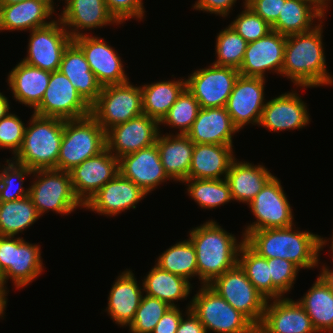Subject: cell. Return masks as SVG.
<instances>
[{"label":"cell","instance_id":"obj_1","mask_svg":"<svg viewBox=\"0 0 333 333\" xmlns=\"http://www.w3.org/2000/svg\"><path fill=\"white\" fill-rule=\"evenodd\" d=\"M287 228L262 229L249 232L244 242L258 255L291 261L299 269L318 267L319 253L327 240L309 231Z\"/></svg>","mask_w":333,"mask_h":333},{"label":"cell","instance_id":"obj_2","mask_svg":"<svg viewBox=\"0 0 333 333\" xmlns=\"http://www.w3.org/2000/svg\"><path fill=\"white\" fill-rule=\"evenodd\" d=\"M323 21L311 31L286 36L281 75L297 87L310 88L333 84L326 67L323 47Z\"/></svg>","mask_w":333,"mask_h":333},{"label":"cell","instance_id":"obj_3","mask_svg":"<svg viewBox=\"0 0 333 333\" xmlns=\"http://www.w3.org/2000/svg\"><path fill=\"white\" fill-rule=\"evenodd\" d=\"M189 239L196 250L198 279L202 285H209L215 278L238 264L240 242L214 220L193 228ZM239 243V244H238Z\"/></svg>","mask_w":333,"mask_h":333},{"label":"cell","instance_id":"obj_4","mask_svg":"<svg viewBox=\"0 0 333 333\" xmlns=\"http://www.w3.org/2000/svg\"><path fill=\"white\" fill-rule=\"evenodd\" d=\"M25 127L23 143L14 162L30 168L57 169V161L64 131V119L32 114Z\"/></svg>","mask_w":333,"mask_h":333},{"label":"cell","instance_id":"obj_5","mask_svg":"<svg viewBox=\"0 0 333 333\" xmlns=\"http://www.w3.org/2000/svg\"><path fill=\"white\" fill-rule=\"evenodd\" d=\"M106 149V131L91 116L64 120L57 169L69 172Z\"/></svg>","mask_w":333,"mask_h":333},{"label":"cell","instance_id":"obj_6","mask_svg":"<svg viewBox=\"0 0 333 333\" xmlns=\"http://www.w3.org/2000/svg\"><path fill=\"white\" fill-rule=\"evenodd\" d=\"M35 181L29 185V196L38 214L54 211L68 215L77 207L84 205L76 197L70 172L58 169H40L33 171Z\"/></svg>","mask_w":333,"mask_h":333},{"label":"cell","instance_id":"obj_7","mask_svg":"<svg viewBox=\"0 0 333 333\" xmlns=\"http://www.w3.org/2000/svg\"><path fill=\"white\" fill-rule=\"evenodd\" d=\"M190 309L208 330L216 333H254L257 327L209 285H201Z\"/></svg>","mask_w":333,"mask_h":333},{"label":"cell","instance_id":"obj_8","mask_svg":"<svg viewBox=\"0 0 333 333\" xmlns=\"http://www.w3.org/2000/svg\"><path fill=\"white\" fill-rule=\"evenodd\" d=\"M143 114L142 89L129 81L102 87L91 105V116L107 131Z\"/></svg>","mask_w":333,"mask_h":333},{"label":"cell","instance_id":"obj_9","mask_svg":"<svg viewBox=\"0 0 333 333\" xmlns=\"http://www.w3.org/2000/svg\"><path fill=\"white\" fill-rule=\"evenodd\" d=\"M40 246L26 242L23 238L0 235V268L4 274L3 284L12 280L13 284L23 288L43 271Z\"/></svg>","mask_w":333,"mask_h":333},{"label":"cell","instance_id":"obj_10","mask_svg":"<svg viewBox=\"0 0 333 333\" xmlns=\"http://www.w3.org/2000/svg\"><path fill=\"white\" fill-rule=\"evenodd\" d=\"M209 286L256 327L260 325L267 299L250 282L239 264L215 278Z\"/></svg>","mask_w":333,"mask_h":333},{"label":"cell","instance_id":"obj_11","mask_svg":"<svg viewBox=\"0 0 333 333\" xmlns=\"http://www.w3.org/2000/svg\"><path fill=\"white\" fill-rule=\"evenodd\" d=\"M248 205L256 221L245 227L243 237L249 232L262 229L295 227L292 207L276 176L265 184Z\"/></svg>","mask_w":333,"mask_h":333},{"label":"cell","instance_id":"obj_12","mask_svg":"<svg viewBox=\"0 0 333 333\" xmlns=\"http://www.w3.org/2000/svg\"><path fill=\"white\" fill-rule=\"evenodd\" d=\"M33 113L64 120L80 119L91 115V106L77 92L70 80L57 70L51 72L41 103Z\"/></svg>","mask_w":333,"mask_h":333},{"label":"cell","instance_id":"obj_13","mask_svg":"<svg viewBox=\"0 0 333 333\" xmlns=\"http://www.w3.org/2000/svg\"><path fill=\"white\" fill-rule=\"evenodd\" d=\"M239 75L235 68L212 64L190 74L186 87L200 108L225 107Z\"/></svg>","mask_w":333,"mask_h":333},{"label":"cell","instance_id":"obj_14","mask_svg":"<svg viewBox=\"0 0 333 333\" xmlns=\"http://www.w3.org/2000/svg\"><path fill=\"white\" fill-rule=\"evenodd\" d=\"M73 41L61 21L30 31L28 54L21 60L24 63L46 71L59 69L63 53Z\"/></svg>","mask_w":333,"mask_h":333},{"label":"cell","instance_id":"obj_15","mask_svg":"<svg viewBox=\"0 0 333 333\" xmlns=\"http://www.w3.org/2000/svg\"><path fill=\"white\" fill-rule=\"evenodd\" d=\"M160 124L146 114L117 124L106 131V148L116 158L139 151L156 143Z\"/></svg>","mask_w":333,"mask_h":333},{"label":"cell","instance_id":"obj_16","mask_svg":"<svg viewBox=\"0 0 333 333\" xmlns=\"http://www.w3.org/2000/svg\"><path fill=\"white\" fill-rule=\"evenodd\" d=\"M264 78L239 75L226 103L234 126L240 131L248 124L258 125L266 104Z\"/></svg>","mask_w":333,"mask_h":333},{"label":"cell","instance_id":"obj_17","mask_svg":"<svg viewBox=\"0 0 333 333\" xmlns=\"http://www.w3.org/2000/svg\"><path fill=\"white\" fill-rule=\"evenodd\" d=\"M74 193L85 205L108 181L119 173V159L106 148L69 171Z\"/></svg>","mask_w":333,"mask_h":333},{"label":"cell","instance_id":"obj_18","mask_svg":"<svg viewBox=\"0 0 333 333\" xmlns=\"http://www.w3.org/2000/svg\"><path fill=\"white\" fill-rule=\"evenodd\" d=\"M73 42L84 53L91 71L102 87L130 80L125 73L120 55L104 39L86 34L73 39Z\"/></svg>","mask_w":333,"mask_h":333},{"label":"cell","instance_id":"obj_19","mask_svg":"<svg viewBox=\"0 0 333 333\" xmlns=\"http://www.w3.org/2000/svg\"><path fill=\"white\" fill-rule=\"evenodd\" d=\"M285 44L286 36L273 30L266 36L248 43L238 70L240 75L266 79L265 72L270 70L281 75Z\"/></svg>","mask_w":333,"mask_h":333},{"label":"cell","instance_id":"obj_20","mask_svg":"<svg viewBox=\"0 0 333 333\" xmlns=\"http://www.w3.org/2000/svg\"><path fill=\"white\" fill-rule=\"evenodd\" d=\"M119 173L147 194L171 180L164 171L156 143L119 158Z\"/></svg>","mask_w":333,"mask_h":333},{"label":"cell","instance_id":"obj_21","mask_svg":"<svg viewBox=\"0 0 333 333\" xmlns=\"http://www.w3.org/2000/svg\"><path fill=\"white\" fill-rule=\"evenodd\" d=\"M257 329L261 333H317L298 300L287 297L267 300L263 319Z\"/></svg>","mask_w":333,"mask_h":333},{"label":"cell","instance_id":"obj_22","mask_svg":"<svg viewBox=\"0 0 333 333\" xmlns=\"http://www.w3.org/2000/svg\"><path fill=\"white\" fill-rule=\"evenodd\" d=\"M146 195L138 185L118 173L91 197L84 208L100 215L116 216L125 210L135 209V205Z\"/></svg>","mask_w":333,"mask_h":333},{"label":"cell","instance_id":"obj_23","mask_svg":"<svg viewBox=\"0 0 333 333\" xmlns=\"http://www.w3.org/2000/svg\"><path fill=\"white\" fill-rule=\"evenodd\" d=\"M307 109L298 93H284L266 102L258 125L270 132L300 129L310 123Z\"/></svg>","mask_w":333,"mask_h":333},{"label":"cell","instance_id":"obj_24","mask_svg":"<svg viewBox=\"0 0 333 333\" xmlns=\"http://www.w3.org/2000/svg\"><path fill=\"white\" fill-rule=\"evenodd\" d=\"M58 18L70 37L86 35L81 31L119 24L109 13L104 0H66Z\"/></svg>","mask_w":333,"mask_h":333},{"label":"cell","instance_id":"obj_25","mask_svg":"<svg viewBox=\"0 0 333 333\" xmlns=\"http://www.w3.org/2000/svg\"><path fill=\"white\" fill-rule=\"evenodd\" d=\"M238 131L225 107H212L200 108L186 135L194 144L233 146L232 136Z\"/></svg>","mask_w":333,"mask_h":333},{"label":"cell","instance_id":"obj_26","mask_svg":"<svg viewBox=\"0 0 333 333\" xmlns=\"http://www.w3.org/2000/svg\"><path fill=\"white\" fill-rule=\"evenodd\" d=\"M51 0H26L17 4L1 5L0 31H32L51 24L54 14Z\"/></svg>","mask_w":333,"mask_h":333},{"label":"cell","instance_id":"obj_27","mask_svg":"<svg viewBox=\"0 0 333 333\" xmlns=\"http://www.w3.org/2000/svg\"><path fill=\"white\" fill-rule=\"evenodd\" d=\"M131 270L123 271L109 293L106 311L118 326H129L143 298V288L138 286Z\"/></svg>","mask_w":333,"mask_h":333},{"label":"cell","instance_id":"obj_28","mask_svg":"<svg viewBox=\"0 0 333 333\" xmlns=\"http://www.w3.org/2000/svg\"><path fill=\"white\" fill-rule=\"evenodd\" d=\"M325 11L327 10L316 0H285L279 17L271 28L284 36L306 33L317 26L313 24L315 19L322 21L326 18Z\"/></svg>","mask_w":333,"mask_h":333},{"label":"cell","instance_id":"obj_29","mask_svg":"<svg viewBox=\"0 0 333 333\" xmlns=\"http://www.w3.org/2000/svg\"><path fill=\"white\" fill-rule=\"evenodd\" d=\"M58 70L90 106L97 100L102 85L91 71L84 53L73 41L65 49Z\"/></svg>","mask_w":333,"mask_h":333},{"label":"cell","instance_id":"obj_30","mask_svg":"<svg viewBox=\"0 0 333 333\" xmlns=\"http://www.w3.org/2000/svg\"><path fill=\"white\" fill-rule=\"evenodd\" d=\"M50 71L20 61L8 74V85L16 102L35 109L44 96L50 80Z\"/></svg>","mask_w":333,"mask_h":333},{"label":"cell","instance_id":"obj_31","mask_svg":"<svg viewBox=\"0 0 333 333\" xmlns=\"http://www.w3.org/2000/svg\"><path fill=\"white\" fill-rule=\"evenodd\" d=\"M160 134L156 145L161 163L168 177L183 183L187 178L192 162L194 143L187 135Z\"/></svg>","mask_w":333,"mask_h":333},{"label":"cell","instance_id":"obj_32","mask_svg":"<svg viewBox=\"0 0 333 333\" xmlns=\"http://www.w3.org/2000/svg\"><path fill=\"white\" fill-rule=\"evenodd\" d=\"M232 147L218 144H194L187 179H225L235 159Z\"/></svg>","mask_w":333,"mask_h":333},{"label":"cell","instance_id":"obj_33","mask_svg":"<svg viewBox=\"0 0 333 333\" xmlns=\"http://www.w3.org/2000/svg\"><path fill=\"white\" fill-rule=\"evenodd\" d=\"M235 158L226 175L233 201L249 204L274 176L262 165H252Z\"/></svg>","mask_w":333,"mask_h":333},{"label":"cell","instance_id":"obj_34","mask_svg":"<svg viewBox=\"0 0 333 333\" xmlns=\"http://www.w3.org/2000/svg\"><path fill=\"white\" fill-rule=\"evenodd\" d=\"M142 281L147 296L162 300L170 307H177L175 301L187 299L193 288L186 278L164 271L157 265L152 267Z\"/></svg>","mask_w":333,"mask_h":333},{"label":"cell","instance_id":"obj_35","mask_svg":"<svg viewBox=\"0 0 333 333\" xmlns=\"http://www.w3.org/2000/svg\"><path fill=\"white\" fill-rule=\"evenodd\" d=\"M298 302L307 312L317 333H333V291L320 274Z\"/></svg>","mask_w":333,"mask_h":333},{"label":"cell","instance_id":"obj_36","mask_svg":"<svg viewBox=\"0 0 333 333\" xmlns=\"http://www.w3.org/2000/svg\"><path fill=\"white\" fill-rule=\"evenodd\" d=\"M185 88L183 78L142 85L143 114L160 123Z\"/></svg>","mask_w":333,"mask_h":333},{"label":"cell","instance_id":"obj_37","mask_svg":"<svg viewBox=\"0 0 333 333\" xmlns=\"http://www.w3.org/2000/svg\"><path fill=\"white\" fill-rule=\"evenodd\" d=\"M238 264L245 271L247 278L267 299H279L283 294L272 284L267 259L254 252L245 242L238 253Z\"/></svg>","mask_w":333,"mask_h":333},{"label":"cell","instance_id":"obj_38","mask_svg":"<svg viewBox=\"0 0 333 333\" xmlns=\"http://www.w3.org/2000/svg\"><path fill=\"white\" fill-rule=\"evenodd\" d=\"M40 218L28 195L19 200L0 202V235L15 236Z\"/></svg>","mask_w":333,"mask_h":333},{"label":"cell","instance_id":"obj_39","mask_svg":"<svg viewBox=\"0 0 333 333\" xmlns=\"http://www.w3.org/2000/svg\"><path fill=\"white\" fill-rule=\"evenodd\" d=\"M156 261L155 265L162 270L182 276L188 281L198 276L196 250L190 239L170 246Z\"/></svg>","mask_w":333,"mask_h":333},{"label":"cell","instance_id":"obj_40","mask_svg":"<svg viewBox=\"0 0 333 333\" xmlns=\"http://www.w3.org/2000/svg\"><path fill=\"white\" fill-rule=\"evenodd\" d=\"M188 195L205 209H215L232 200L226 179H186Z\"/></svg>","mask_w":333,"mask_h":333},{"label":"cell","instance_id":"obj_41","mask_svg":"<svg viewBox=\"0 0 333 333\" xmlns=\"http://www.w3.org/2000/svg\"><path fill=\"white\" fill-rule=\"evenodd\" d=\"M248 42L240 36L230 25L222 29L216 38L217 66L240 69Z\"/></svg>","mask_w":333,"mask_h":333},{"label":"cell","instance_id":"obj_42","mask_svg":"<svg viewBox=\"0 0 333 333\" xmlns=\"http://www.w3.org/2000/svg\"><path fill=\"white\" fill-rule=\"evenodd\" d=\"M199 110L198 101L186 87L159 124L178 128L179 133L176 134L186 135L197 118Z\"/></svg>","mask_w":333,"mask_h":333},{"label":"cell","instance_id":"obj_43","mask_svg":"<svg viewBox=\"0 0 333 333\" xmlns=\"http://www.w3.org/2000/svg\"><path fill=\"white\" fill-rule=\"evenodd\" d=\"M6 162V167L3 165L0 170V202L15 201L27 197L29 187L25 188L26 190L23 188L24 177L32 175L33 171L12 159H7ZM16 180L19 184L14 187Z\"/></svg>","mask_w":333,"mask_h":333},{"label":"cell","instance_id":"obj_44","mask_svg":"<svg viewBox=\"0 0 333 333\" xmlns=\"http://www.w3.org/2000/svg\"><path fill=\"white\" fill-rule=\"evenodd\" d=\"M170 306L147 295H143L135 316L128 326L131 333H152L155 326Z\"/></svg>","mask_w":333,"mask_h":333},{"label":"cell","instance_id":"obj_45","mask_svg":"<svg viewBox=\"0 0 333 333\" xmlns=\"http://www.w3.org/2000/svg\"><path fill=\"white\" fill-rule=\"evenodd\" d=\"M243 3L244 10L237 15L236 19L230 23V26L250 43L266 36L272 31V28L271 25L246 6L245 2Z\"/></svg>","mask_w":333,"mask_h":333},{"label":"cell","instance_id":"obj_46","mask_svg":"<svg viewBox=\"0 0 333 333\" xmlns=\"http://www.w3.org/2000/svg\"><path fill=\"white\" fill-rule=\"evenodd\" d=\"M25 123L22 122L19 116L9 113L7 116L0 119V148L12 150L15 156L20 150L24 131Z\"/></svg>","mask_w":333,"mask_h":333},{"label":"cell","instance_id":"obj_47","mask_svg":"<svg viewBox=\"0 0 333 333\" xmlns=\"http://www.w3.org/2000/svg\"><path fill=\"white\" fill-rule=\"evenodd\" d=\"M267 263L272 284L285 296L295 284L294 281L300 269L291 261L281 258L267 259Z\"/></svg>","mask_w":333,"mask_h":333},{"label":"cell","instance_id":"obj_48","mask_svg":"<svg viewBox=\"0 0 333 333\" xmlns=\"http://www.w3.org/2000/svg\"><path fill=\"white\" fill-rule=\"evenodd\" d=\"M109 13L121 25L128 19H143L144 6L142 0H104Z\"/></svg>","mask_w":333,"mask_h":333},{"label":"cell","instance_id":"obj_49","mask_svg":"<svg viewBox=\"0 0 333 333\" xmlns=\"http://www.w3.org/2000/svg\"><path fill=\"white\" fill-rule=\"evenodd\" d=\"M282 2L285 0H245V5L272 26L279 17Z\"/></svg>","mask_w":333,"mask_h":333},{"label":"cell","instance_id":"obj_50","mask_svg":"<svg viewBox=\"0 0 333 333\" xmlns=\"http://www.w3.org/2000/svg\"><path fill=\"white\" fill-rule=\"evenodd\" d=\"M237 0H197L194 9L222 17L228 16ZM245 1V0H244Z\"/></svg>","mask_w":333,"mask_h":333},{"label":"cell","instance_id":"obj_51","mask_svg":"<svg viewBox=\"0 0 333 333\" xmlns=\"http://www.w3.org/2000/svg\"><path fill=\"white\" fill-rule=\"evenodd\" d=\"M185 315L178 307H170L161 317L152 333H176L182 316Z\"/></svg>","mask_w":333,"mask_h":333},{"label":"cell","instance_id":"obj_52","mask_svg":"<svg viewBox=\"0 0 333 333\" xmlns=\"http://www.w3.org/2000/svg\"><path fill=\"white\" fill-rule=\"evenodd\" d=\"M191 304L186 308L185 319H182L179 323L176 333H207L205 326L200 322L198 317L191 311Z\"/></svg>","mask_w":333,"mask_h":333},{"label":"cell","instance_id":"obj_53","mask_svg":"<svg viewBox=\"0 0 333 333\" xmlns=\"http://www.w3.org/2000/svg\"><path fill=\"white\" fill-rule=\"evenodd\" d=\"M7 287L3 284V282L0 281V319L3 317L4 319V312L6 310L7 305Z\"/></svg>","mask_w":333,"mask_h":333},{"label":"cell","instance_id":"obj_54","mask_svg":"<svg viewBox=\"0 0 333 333\" xmlns=\"http://www.w3.org/2000/svg\"><path fill=\"white\" fill-rule=\"evenodd\" d=\"M9 106L10 105L8 98L2 92H0V119H2L3 117L7 116L10 113Z\"/></svg>","mask_w":333,"mask_h":333},{"label":"cell","instance_id":"obj_55","mask_svg":"<svg viewBox=\"0 0 333 333\" xmlns=\"http://www.w3.org/2000/svg\"><path fill=\"white\" fill-rule=\"evenodd\" d=\"M333 260V257H332ZM320 275L326 280V282L331 287V290L333 291V270H330L327 266H322Z\"/></svg>","mask_w":333,"mask_h":333},{"label":"cell","instance_id":"obj_56","mask_svg":"<svg viewBox=\"0 0 333 333\" xmlns=\"http://www.w3.org/2000/svg\"><path fill=\"white\" fill-rule=\"evenodd\" d=\"M1 1H2V5H10V4H17L19 2L26 1V0H1Z\"/></svg>","mask_w":333,"mask_h":333},{"label":"cell","instance_id":"obj_57","mask_svg":"<svg viewBox=\"0 0 333 333\" xmlns=\"http://www.w3.org/2000/svg\"><path fill=\"white\" fill-rule=\"evenodd\" d=\"M321 6H323L326 10L328 9V4L330 3V0H316ZM329 2V3H328Z\"/></svg>","mask_w":333,"mask_h":333},{"label":"cell","instance_id":"obj_58","mask_svg":"<svg viewBox=\"0 0 333 333\" xmlns=\"http://www.w3.org/2000/svg\"><path fill=\"white\" fill-rule=\"evenodd\" d=\"M3 278H4V274L3 272L1 271V268H0V281L3 282Z\"/></svg>","mask_w":333,"mask_h":333},{"label":"cell","instance_id":"obj_59","mask_svg":"<svg viewBox=\"0 0 333 333\" xmlns=\"http://www.w3.org/2000/svg\"><path fill=\"white\" fill-rule=\"evenodd\" d=\"M330 248H331V251H332V254H333V235H332V238H331V247Z\"/></svg>","mask_w":333,"mask_h":333},{"label":"cell","instance_id":"obj_60","mask_svg":"<svg viewBox=\"0 0 333 333\" xmlns=\"http://www.w3.org/2000/svg\"><path fill=\"white\" fill-rule=\"evenodd\" d=\"M254 333H261L258 329H256L255 331H254Z\"/></svg>","mask_w":333,"mask_h":333}]
</instances>
